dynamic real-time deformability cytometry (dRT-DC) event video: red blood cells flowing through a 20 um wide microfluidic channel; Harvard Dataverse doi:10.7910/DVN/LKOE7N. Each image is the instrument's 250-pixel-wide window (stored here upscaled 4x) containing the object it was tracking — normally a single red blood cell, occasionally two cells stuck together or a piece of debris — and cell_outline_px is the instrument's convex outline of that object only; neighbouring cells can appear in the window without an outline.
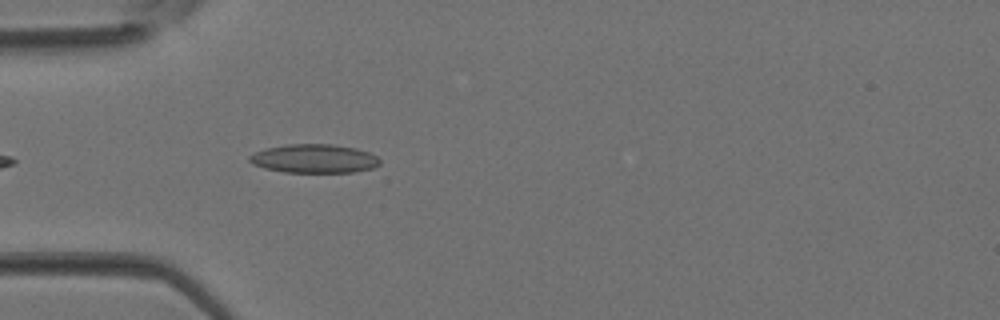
{"species": "Egyptian fruit bat (a non-hibernating species)", "species_latin": "Rousettus aegyptiacus", "temperature_condition": "room temperature", "stored_images_in_passage": 1, "camera_frame_rate_fps": 3000, "um_per_image_px": 0.085, "animal": {"sex": "female"}, "frame": {"image": 1, "passage_image": 1, "time_ms": 0.0, "image_size_px": [1000, 320], "cell_outline_px": [[380, 164], [372, 168], [352, 172], [284, 172], [264, 168], [252, 164], [248, 160], [248, 156], [252, 152], [264, 148], [288, 144], [332, 144], [356, 148], [368, 152], [376, 156], [380, 160]], "centroid_in_image_um": [26.65, 13.47], "position_along_channel_um": 58.3, "area_um2": 21.96}}